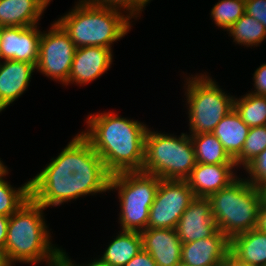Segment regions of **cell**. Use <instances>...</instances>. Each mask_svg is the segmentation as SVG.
I'll return each instance as SVG.
<instances>
[{"mask_svg": "<svg viewBox=\"0 0 266 266\" xmlns=\"http://www.w3.org/2000/svg\"><path fill=\"white\" fill-rule=\"evenodd\" d=\"M110 174L89 141L77 134L30 180L31 198L44 208L109 190Z\"/></svg>", "mask_w": 266, "mask_h": 266, "instance_id": "1", "label": "cell"}, {"mask_svg": "<svg viewBox=\"0 0 266 266\" xmlns=\"http://www.w3.org/2000/svg\"><path fill=\"white\" fill-rule=\"evenodd\" d=\"M257 228L263 232H266V204H264L262 201L258 211Z\"/></svg>", "mask_w": 266, "mask_h": 266, "instance_id": "35", "label": "cell"}, {"mask_svg": "<svg viewBox=\"0 0 266 266\" xmlns=\"http://www.w3.org/2000/svg\"><path fill=\"white\" fill-rule=\"evenodd\" d=\"M235 166V164L197 163L186 181L195 197L208 198L237 178L232 171Z\"/></svg>", "mask_w": 266, "mask_h": 266, "instance_id": "16", "label": "cell"}, {"mask_svg": "<svg viewBox=\"0 0 266 266\" xmlns=\"http://www.w3.org/2000/svg\"><path fill=\"white\" fill-rule=\"evenodd\" d=\"M254 95L266 96V64H262L254 72Z\"/></svg>", "mask_w": 266, "mask_h": 266, "instance_id": "31", "label": "cell"}, {"mask_svg": "<svg viewBox=\"0 0 266 266\" xmlns=\"http://www.w3.org/2000/svg\"><path fill=\"white\" fill-rule=\"evenodd\" d=\"M112 49L100 46L76 48L68 84H87L108 71L112 64Z\"/></svg>", "mask_w": 266, "mask_h": 266, "instance_id": "14", "label": "cell"}, {"mask_svg": "<svg viewBox=\"0 0 266 266\" xmlns=\"http://www.w3.org/2000/svg\"><path fill=\"white\" fill-rule=\"evenodd\" d=\"M43 210L42 205L30 198L10 216L2 256L6 265L12 266L16 261L36 265L42 260L48 264L61 255V249L52 247Z\"/></svg>", "mask_w": 266, "mask_h": 266, "instance_id": "3", "label": "cell"}, {"mask_svg": "<svg viewBox=\"0 0 266 266\" xmlns=\"http://www.w3.org/2000/svg\"><path fill=\"white\" fill-rule=\"evenodd\" d=\"M190 137L195 148L197 163L235 164L213 133L191 134Z\"/></svg>", "mask_w": 266, "mask_h": 266, "instance_id": "22", "label": "cell"}, {"mask_svg": "<svg viewBox=\"0 0 266 266\" xmlns=\"http://www.w3.org/2000/svg\"><path fill=\"white\" fill-rule=\"evenodd\" d=\"M43 11L33 0H0V27L37 25Z\"/></svg>", "mask_w": 266, "mask_h": 266, "instance_id": "19", "label": "cell"}, {"mask_svg": "<svg viewBox=\"0 0 266 266\" xmlns=\"http://www.w3.org/2000/svg\"><path fill=\"white\" fill-rule=\"evenodd\" d=\"M244 14L245 0H221L211 9L215 24L227 31Z\"/></svg>", "mask_w": 266, "mask_h": 266, "instance_id": "26", "label": "cell"}, {"mask_svg": "<svg viewBox=\"0 0 266 266\" xmlns=\"http://www.w3.org/2000/svg\"><path fill=\"white\" fill-rule=\"evenodd\" d=\"M35 1L43 10L46 9L47 5L51 2L50 0H33Z\"/></svg>", "mask_w": 266, "mask_h": 266, "instance_id": "39", "label": "cell"}, {"mask_svg": "<svg viewBox=\"0 0 266 266\" xmlns=\"http://www.w3.org/2000/svg\"><path fill=\"white\" fill-rule=\"evenodd\" d=\"M61 255L66 263V266H82V265H74V263L71 261V259H69V257L67 256L66 252L63 251L61 249ZM86 266H110L109 264H107L105 261H103L101 258L99 259H95L94 261H92V263L90 262L89 264H87Z\"/></svg>", "mask_w": 266, "mask_h": 266, "instance_id": "34", "label": "cell"}, {"mask_svg": "<svg viewBox=\"0 0 266 266\" xmlns=\"http://www.w3.org/2000/svg\"><path fill=\"white\" fill-rule=\"evenodd\" d=\"M191 78H187L185 92L190 134L212 133L222 118L234 109L235 98L225 94L206 74Z\"/></svg>", "mask_w": 266, "mask_h": 266, "instance_id": "8", "label": "cell"}, {"mask_svg": "<svg viewBox=\"0 0 266 266\" xmlns=\"http://www.w3.org/2000/svg\"><path fill=\"white\" fill-rule=\"evenodd\" d=\"M228 31L234 38L233 42L247 47L258 46L266 39V28L263 24L246 13Z\"/></svg>", "mask_w": 266, "mask_h": 266, "instance_id": "25", "label": "cell"}, {"mask_svg": "<svg viewBox=\"0 0 266 266\" xmlns=\"http://www.w3.org/2000/svg\"><path fill=\"white\" fill-rule=\"evenodd\" d=\"M160 178L143 171L123 172L110 176L109 190L118 189L123 231L142 232L147 229L150 207Z\"/></svg>", "mask_w": 266, "mask_h": 266, "instance_id": "7", "label": "cell"}, {"mask_svg": "<svg viewBox=\"0 0 266 266\" xmlns=\"http://www.w3.org/2000/svg\"><path fill=\"white\" fill-rule=\"evenodd\" d=\"M119 233L101 257L110 266H125L143 249L140 232L122 230Z\"/></svg>", "mask_w": 266, "mask_h": 266, "instance_id": "21", "label": "cell"}, {"mask_svg": "<svg viewBox=\"0 0 266 266\" xmlns=\"http://www.w3.org/2000/svg\"><path fill=\"white\" fill-rule=\"evenodd\" d=\"M0 60H2V49H1V27H0Z\"/></svg>", "mask_w": 266, "mask_h": 266, "instance_id": "40", "label": "cell"}, {"mask_svg": "<svg viewBox=\"0 0 266 266\" xmlns=\"http://www.w3.org/2000/svg\"><path fill=\"white\" fill-rule=\"evenodd\" d=\"M197 164L190 135L180 137L147 130L142 171L163 180H186Z\"/></svg>", "mask_w": 266, "mask_h": 266, "instance_id": "6", "label": "cell"}, {"mask_svg": "<svg viewBox=\"0 0 266 266\" xmlns=\"http://www.w3.org/2000/svg\"><path fill=\"white\" fill-rule=\"evenodd\" d=\"M6 166L3 164V162H1L0 160V172L5 168Z\"/></svg>", "mask_w": 266, "mask_h": 266, "instance_id": "41", "label": "cell"}, {"mask_svg": "<svg viewBox=\"0 0 266 266\" xmlns=\"http://www.w3.org/2000/svg\"><path fill=\"white\" fill-rule=\"evenodd\" d=\"M244 169L249 173L247 181L259 188L266 182V149L249 162Z\"/></svg>", "mask_w": 266, "mask_h": 266, "instance_id": "29", "label": "cell"}, {"mask_svg": "<svg viewBox=\"0 0 266 266\" xmlns=\"http://www.w3.org/2000/svg\"><path fill=\"white\" fill-rule=\"evenodd\" d=\"M186 180H160L150 207L147 229H175L182 214L195 199Z\"/></svg>", "mask_w": 266, "mask_h": 266, "instance_id": "10", "label": "cell"}, {"mask_svg": "<svg viewBox=\"0 0 266 266\" xmlns=\"http://www.w3.org/2000/svg\"><path fill=\"white\" fill-rule=\"evenodd\" d=\"M87 123L89 129L81 134L98 153L110 175L142 171L146 125L112 112L90 115Z\"/></svg>", "mask_w": 266, "mask_h": 266, "instance_id": "2", "label": "cell"}, {"mask_svg": "<svg viewBox=\"0 0 266 266\" xmlns=\"http://www.w3.org/2000/svg\"><path fill=\"white\" fill-rule=\"evenodd\" d=\"M234 109L250 128L266 125V96L247 93L234 99Z\"/></svg>", "mask_w": 266, "mask_h": 266, "instance_id": "23", "label": "cell"}, {"mask_svg": "<svg viewBox=\"0 0 266 266\" xmlns=\"http://www.w3.org/2000/svg\"><path fill=\"white\" fill-rule=\"evenodd\" d=\"M10 217L0 215V254L4 255L7 238V227Z\"/></svg>", "mask_w": 266, "mask_h": 266, "instance_id": "33", "label": "cell"}, {"mask_svg": "<svg viewBox=\"0 0 266 266\" xmlns=\"http://www.w3.org/2000/svg\"><path fill=\"white\" fill-rule=\"evenodd\" d=\"M245 13L266 28V0H245Z\"/></svg>", "mask_w": 266, "mask_h": 266, "instance_id": "30", "label": "cell"}, {"mask_svg": "<svg viewBox=\"0 0 266 266\" xmlns=\"http://www.w3.org/2000/svg\"><path fill=\"white\" fill-rule=\"evenodd\" d=\"M83 2L99 7H110L115 9L125 8L129 12V17L137 18L143 11L144 6L150 2V0H82ZM139 13V14H138Z\"/></svg>", "mask_w": 266, "mask_h": 266, "instance_id": "28", "label": "cell"}, {"mask_svg": "<svg viewBox=\"0 0 266 266\" xmlns=\"http://www.w3.org/2000/svg\"><path fill=\"white\" fill-rule=\"evenodd\" d=\"M250 127L247 126L235 109L226 114L213 130L224 149L234 160L243 148Z\"/></svg>", "mask_w": 266, "mask_h": 266, "instance_id": "20", "label": "cell"}, {"mask_svg": "<svg viewBox=\"0 0 266 266\" xmlns=\"http://www.w3.org/2000/svg\"><path fill=\"white\" fill-rule=\"evenodd\" d=\"M259 191L261 194V201L266 204V182L259 187Z\"/></svg>", "mask_w": 266, "mask_h": 266, "instance_id": "38", "label": "cell"}, {"mask_svg": "<svg viewBox=\"0 0 266 266\" xmlns=\"http://www.w3.org/2000/svg\"><path fill=\"white\" fill-rule=\"evenodd\" d=\"M207 199L218 230L229 240L257 228L261 194L259 188L246 179L236 178Z\"/></svg>", "mask_w": 266, "mask_h": 266, "instance_id": "5", "label": "cell"}, {"mask_svg": "<svg viewBox=\"0 0 266 266\" xmlns=\"http://www.w3.org/2000/svg\"><path fill=\"white\" fill-rule=\"evenodd\" d=\"M6 174L7 167L0 172V215L10 217L31 198L30 180L15 189L3 179Z\"/></svg>", "mask_w": 266, "mask_h": 266, "instance_id": "24", "label": "cell"}, {"mask_svg": "<svg viewBox=\"0 0 266 266\" xmlns=\"http://www.w3.org/2000/svg\"><path fill=\"white\" fill-rule=\"evenodd\" d=\"M35 69L34 64L27 62L0 63V112L24 93Z\"/></svg>", "mask_w": 266, "mask_h": 266, "instance_id": "17", "label": "cell"}, {"mask_svg": "<svg viewBox=\"0 0 266 266\" xmlns=\"http://www.w3.org/2000/svg\"><path fill=\"white\" fill-rule=\"evenodd\" d=\"M0 266H8V265H6V264L3 262Z\"/></svg>", "mask_w": 266, "mask_h": 266, "instance_id": "43", "label": "cell"}, {"mask_svg": "<svg viewBox=\"0 0 266 266\" xmlns=\"http://www.w3.org/2000/svg\"><path fill=\"white\" fill-rule=\"evenodd\" d=\"M230 252V240L218 230L209 238L182 244L181 266H222Z\"/></svg>", "mask_w": 266, "mask_h": 266, "instance_id": "13", "label": "cell"}, {"mask_svg": "<svg viewBox=\"0 0 266 266\" xmlns=\"http://www.w3.org/2000/svg\"><path fill=\"white\" fill-rule=\"evenodd\" d=\"M76 46L68 33L55 21L47 33L41 34L36 69L62 84L68 85Z\"/></svg>", "mask_w": 266, "mask_h": 266, "instance_id": "9", "label": "cell"}, {"mask_svg": "<svg viewBox=\"0 0 266 266\" xmlns=\"http://www.w3.org/2000/svg\"><path fill=\"white\" fill-rule=\"evenodd\" d=\"M37 25L29 27H1L2 59L38 63L42 32Z\"/></svg>", "mask_w": 266, "mask_h": 266, "instance_id": "11", "label": "cell"}, {"mask_svg": "<svg viewBox=\"0 0 266 266\" xmlns=\"http://www.w3.org/2000/svg\"><path fill=\"white\" fill-rule=\"evenodd\" d=\"M125 266H157V264L150 254L142 249Z\"/></svg>", "mask_w": 266, "mask_h": 266, "instance_id": "32", "label": "cell"}, {"mask_svg": "<svg viewBox=\"0 0 266 266\" xmlns=\"http://www.w3.org/2000/svg\"><path fill=\"white\" fill-rule=\"evenodd\" d=\"M143 250L157 266H181L182 242L176 229L152 228L140 232Z\"/></svg>", "mask_w": 266, "mask_h": 266, "instance_id": "15", "label": "cell"}, {"mask_svg": "<svg viewBox=\"0 0 266 266\" xmlns=\"http://www.w3.org/2000/svg\"><path fill=\"white\" fill-rule=\"evenodd\" d=\"M3 263L2 256L0 254V265Z\"/></svg>", "mask_w": 266, "mask_h": 266, "instance_id": "42", "label": "cell"}, {"mask_svg": "<svg viewBox=\"0 0 266 266\" xmlns=\"http://www.w3.org/2000/svg\"><path fill=\"white\" fill-rule=\"evenodd\" d=\"M222 266H250L249 264H245L239 262L236 258H234L230 253L226 256L225 261L222 263Z\"/></svg>", "mask_w": 266, "mask_h": 266, "instance_id": "36", "label": "cell"}, {"mask_svg": "<svg viewBox=\"0 0 266 266\" xmlns=\"http://www.w3.org/2000/svg\"><path fill=\"white\" fill-rule=\"evenodd\" d=\"M79 1L71 12L57 20L76 48L100 46L111 49V44L131 29V17L123 15L120 9L93 6Z\"/></svg>", "mask_w": 266, "mask_h": 266, "instance_id": "4", "label": "cell"}, {"mask_svg": "<svg viewBox=\"0 0 266 266\" xmlns=\"http://www.w3.org/2000/svg\"><path fill=\"white\" fill-rule=\"evenodd\" d=\"M266 149V125L251 127L241 153L234 159L235 165L245 167Z\"/></svg>", "mask_w": 266, "mask_h": 266, "instance_id": "27", "label": "cell"}, {"mask_svg": "<svg viewBox=\"0 0 266 266\" xmlns=\"http://www.w3.org/2000/svg\"><path fill=\"white\" fill-rule=\"evenodd\" d=\"M176 232L182 243L209 238L218 231L207 198L196 197L179 219Z\"/></svg>", "mask_w": 266, "mask_h": 266, "instance_id": "12", "label": "cell"}, {"mask_svg": "<svg viewBox=\"0 0 266 266\" xmlns=\"http://www.w3.org/2000/svg\"><path fill=\"white\" fill-rule=\"evenodd\" d=\"M239 262L250 266H266V232L258 228L230 239V252Z\"/></svg>", "mask_w": 266, "mask_h": 266, "instance_id": "18", "label": "cell"}, {"mask_svg": "<svg viewBox=\"0 0 266 266\" xmlns=\"http://www.w3.org/2000/svg\"><path fill=\"white\" fill-rule=\"evenodd\" d=\"M48 266H66V263H65L62 255H60L55 260L49 262Z\"/></svg>", "mask_w": 266, "mask_h": 266, "instance_id": "37", "label": "cell"}]
</instances>
